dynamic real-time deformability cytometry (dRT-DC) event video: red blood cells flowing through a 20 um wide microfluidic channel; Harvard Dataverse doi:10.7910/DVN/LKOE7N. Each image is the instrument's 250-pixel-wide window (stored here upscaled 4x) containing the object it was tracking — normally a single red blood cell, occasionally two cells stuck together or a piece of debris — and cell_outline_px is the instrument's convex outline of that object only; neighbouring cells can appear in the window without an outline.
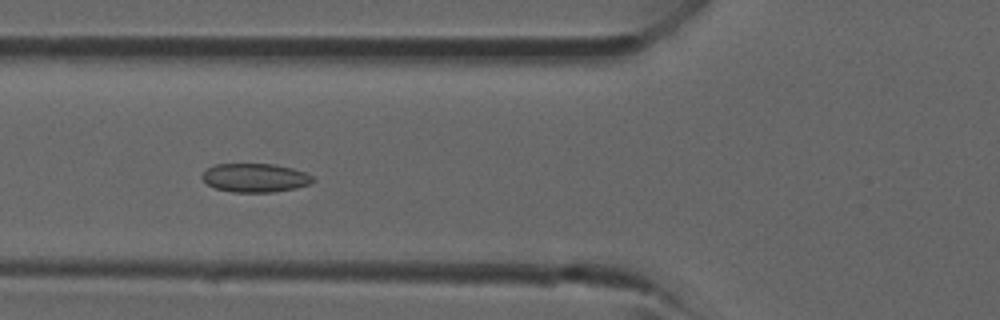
{"species": "common noctule bat (a hibernating species)", "species_latin": "Nyctalus noctula", "temperature_condition": "room temperature", "stored_images_in_passage": 41, "camera_frame_rate_fps": 3000, "um_per_image_px": 0.085, "animal": {"sex": "male", "forearm_length_mm": 52.5}, "frame": {"image": 1, "passage_image": 15, "time_ms": 4.667, "image_size_px": [1000, 320], "cell_outline_px": [[316, 180], [312, 184], [296, 188], [272, 192], [232, 192], [216, 188], [208, 184], [200, 176], [208, 168], [216, 164], [276, 164], [292, 168], [304, 172], [312, 176]], "centroid_in_image_um": [21.72, 15.11], "position_along_channel_um": 104.1, "area_um2": 18.55}}
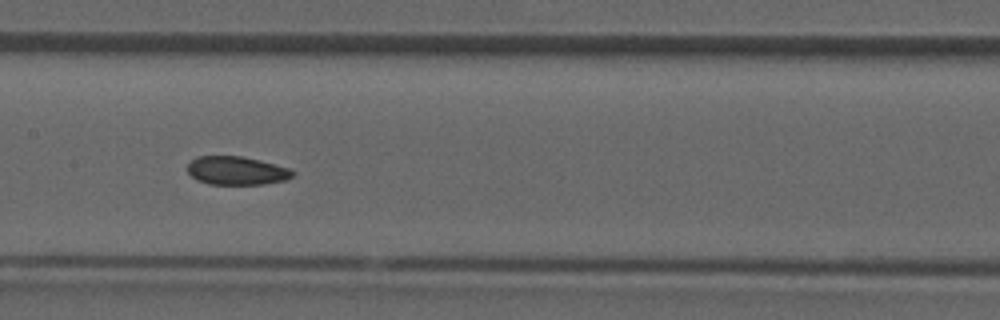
{"frame": {"image": 2, "passage_image": 20, "time_ms": 6.333, "image_size_px": [1000, 320], "cell_outline_px": [[296, 172], [292, 176], [284, 180], [264, 184], [208, 184], [196, 180], [188, 172], [188, 164], [196, 156], [240, 156], [260, 160], [288, 168]], "centroid_in_image_um": [20.09, 14.5], "position_along_channel_um": 187.3, "area_um2": 17.34}}
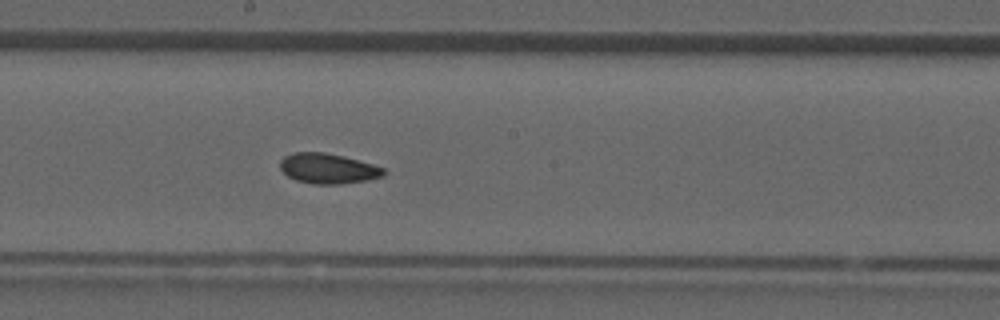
{"frame": {"image": 3, "passage_image": 22, "time_ms": 7.0, "image_size_px": [1000, 320], "cell_outline_px": [[388, 172], [384, 176], [368, 180], [340, 184], [316, 184], [296, 180], [288, 176], [280, 168], [280, 160], [284, 156], [292, 152], [324, 152], [344, 156], [372, 164], [384, 168]], "centroid_in_image_um": [27.9, 14.32], "position_along_channel_um": 220.3, "area_um2": 18.32}}